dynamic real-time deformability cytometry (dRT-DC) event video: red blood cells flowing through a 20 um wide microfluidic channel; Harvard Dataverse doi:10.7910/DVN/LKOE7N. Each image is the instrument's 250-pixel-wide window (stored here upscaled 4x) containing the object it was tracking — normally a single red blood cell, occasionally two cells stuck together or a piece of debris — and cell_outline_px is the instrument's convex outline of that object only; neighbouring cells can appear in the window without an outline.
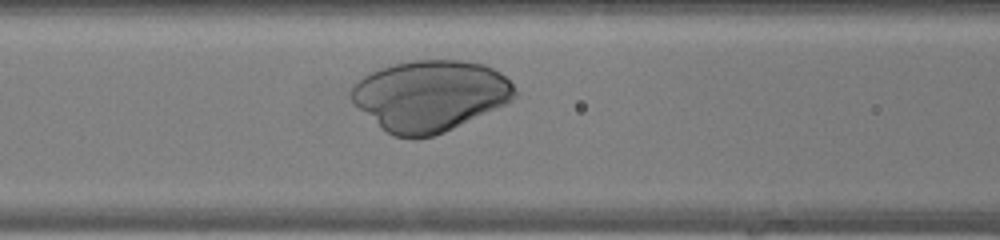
{"species": "human", "species_latin": "Homo sapiens", "temperature_condition": "warm", "stored_images_in_passage": 28, "camera_frame_rate_fps": 3000, "um_per_image_px": 0.085, "donor": {"sex": "female"}, "frame": {"image": 1, "passage_image": 11, "time_ms": 3.333, "image_size_px": [1000, 240], "cell_outline_px": [[520, 92], [508, 104], [444, 132], [432, 136], [392, 136], [360, 108], [352, 100], [352, 84], [364, 76], [380, 68], [392, 64], [412, 60], [464, 60], [484, 64], [500, 72]], "centroid_in_image_um": [36.63, 8.1], "position_along_channel_um": 130.0, "area_um2": 67.05}}
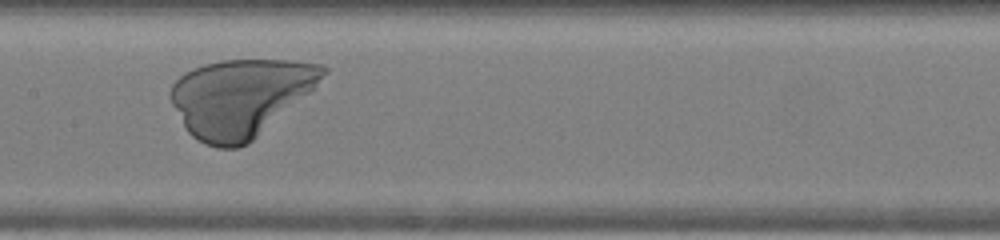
{"frame": {"image": 2, "passage_image": 15, "time_ms": 4.667, "image_size_px": [1000, 240], "cell_outline_px": [[328, 72], [308, 92], [248, 144], [236, 148], [216, 148], [204, 144], [196, 140], [188, 132], [172, 104], [168, 96], [172, 84], [184, 72], [192, 68], [204, 64], [220, 60], [288, 60], [324, 64], [328, 68]], "centroid_in_image_um": [20.38, 8.28], "position_along_channel_um": 187.0, "area_um2": 68.49}}